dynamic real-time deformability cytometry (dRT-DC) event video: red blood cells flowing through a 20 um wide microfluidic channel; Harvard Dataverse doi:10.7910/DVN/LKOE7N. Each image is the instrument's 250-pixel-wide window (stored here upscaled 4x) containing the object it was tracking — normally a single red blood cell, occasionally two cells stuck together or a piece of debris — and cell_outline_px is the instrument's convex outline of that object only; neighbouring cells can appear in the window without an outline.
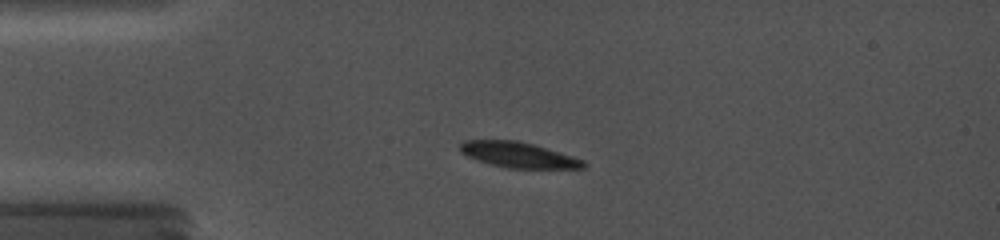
{"species": "common noctule bat (a hibernating species)", "species_latin": "Nyctalus noctula", "temperature_condition": "cold", "stored_images_in_passage": 53, "camera_frame_rate_fps": 5000, "um_per_image_px": 0.085, "animal": {"sex": "female", "body_mass_g": 19.0, "forearm_length_mm": 56.7}, "frame": {"image": 1, "passage_image": 7, "time_ms": 3.2, "image_size_px": [1000, 240], "cell_outline_px": [[588, 164], [584, 168], [508, 168], [476, 160], [460, 152], [460, 144], [464, 140], [516, 140], [532, 144], [572, 156], [584, 160]], "centroid_in_image_um": [44.05, 13.16], "position_along_channel_um": 40.9, "area_um2": 18.15}}
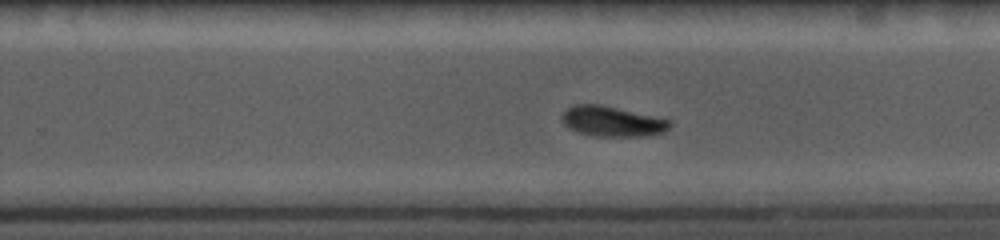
{"frame": {"image": 2, "passage_image": 29, "time_ms": 10.2, "image_size_px": [1000, 240], "cell_outline_px": [[672, 124], [664, 132], [648, 136], [592, 136], [568, 128], [564, 124], [564, 112], [572, 104], [600, 104], [672, 120]], "centroid_in_image_um": [52.07, 10.32], "position_along_channel_um": 277.7, "area_um2": 18.9}}
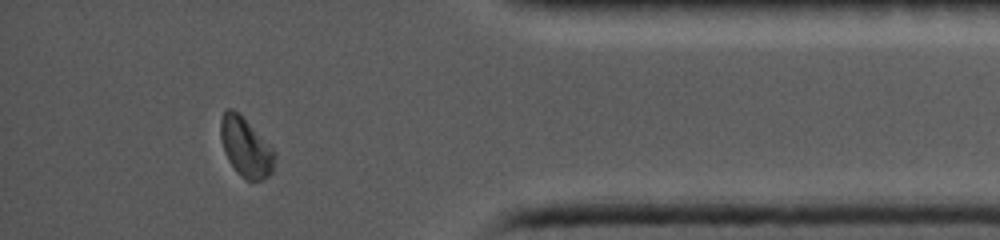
{"frame": {"image": 3, "passage_image": 47, "time_ms": 14.2, "image_size_px": [1000, 240], "cell_outline_px": [[276, 156], [272, 172], [264, 180], [248, 180], [240, 176], [236, 172], [228, 160], [224, 152], [220, 136], [220, 120], [224, 112], [228, 108], [232, 108], [240, 112], [276, 152]], "centroid_in_image_um": [20.88, 12.5], "position_along_channel_um": 414.3, "area_um2": 18.96}}